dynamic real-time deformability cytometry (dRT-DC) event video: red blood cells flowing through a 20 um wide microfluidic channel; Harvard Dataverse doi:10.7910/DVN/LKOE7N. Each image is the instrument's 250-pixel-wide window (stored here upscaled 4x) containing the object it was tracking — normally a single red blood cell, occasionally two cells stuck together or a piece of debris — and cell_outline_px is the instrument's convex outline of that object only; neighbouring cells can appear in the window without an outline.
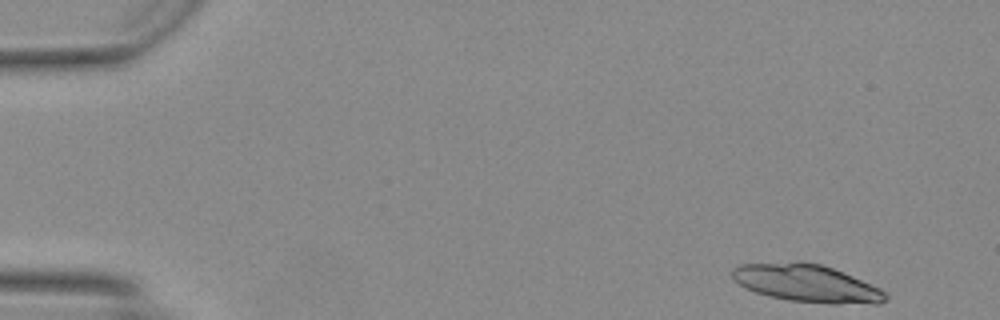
{"species": "Egyptian fruit bat (a non-hibernating species)", "species_latin": "Rousettus aegyptiacus", "temperature_condition": "warm", "stored_images_in_passage": 21, "camera_frame_rate_fps": 3000, "um_per_image_px": 0.085, "animal": {"sex": "female"}, "frame": {"image": 1, "passage_image": 1, "time_ms": 0.0, "image_size_px": [1000, 320], "cell_outline_px": [[888, 296], [884, 300], [792, 300], [772, 296], [756, 292], [740, 284], [732, 276], [732, 272], [736, 268], [744, 264], [820, 264], [832, 268], [860, 280], [884, 292]], "centroid_in_image_um": [68.4, 24.02], "position_along_channel_um": 16.6, "area_um2": 29.82}}